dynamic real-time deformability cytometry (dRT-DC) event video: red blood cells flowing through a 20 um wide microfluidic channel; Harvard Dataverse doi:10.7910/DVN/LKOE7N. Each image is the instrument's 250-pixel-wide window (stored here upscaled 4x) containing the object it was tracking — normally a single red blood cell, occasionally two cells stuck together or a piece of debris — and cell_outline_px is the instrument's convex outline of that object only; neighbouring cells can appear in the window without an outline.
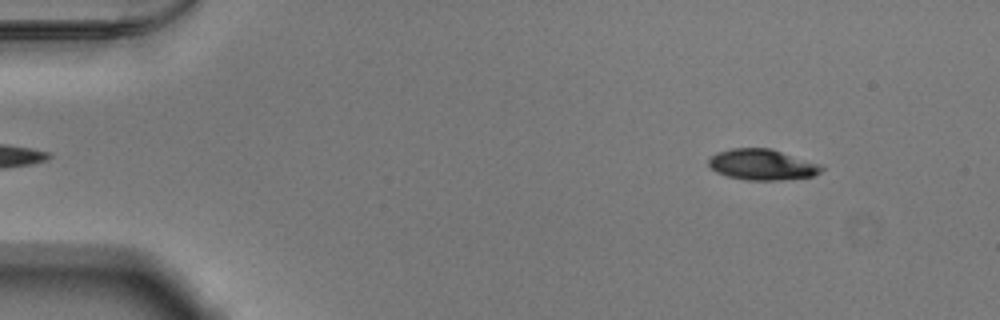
{"species": "Egyptian fruit bat (a non-hibernating species)", "species_latin": "Rousettus aegyptiacus", "temperature_condition": "warm", "stored_images_in_passage": 51, "camera_frame_rate_fps": 3000, "um_per_image_px": 0.085, "animal": {"sex": "male"}, "frame": {"image": 1, "passage_image": 5, "time_ms": 1.333, "image_size_px": [1000, 320], "cell_outline_px": [[824, 168], [820, 172], [812, 176], [780, 180], [748, 180], [728, 176], [716, 172], [708, 164], [708, 160], [716, 152], [732, 148], [772, 148], [820, 164]], "centroid_in_image_um": [64.78, 13.98], "position_along_channel_um": 20.2, "area_um2": 20.23}}
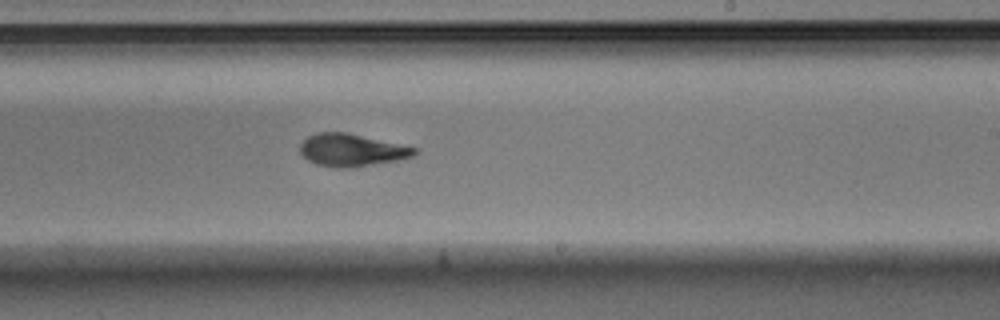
{"frame": {"image": 2, "passage_image": 31, "time_ms": 10.0, "image_size_px": [1000, 320], "cell_outline_px": [[416, 152], [412, 156], [396, 160], [348, 168], [336, 168], [316, 164], [308, 160], [300, 152], [300, 144], [308, 136], [320, 132], [348, 132], [416, 148]], "centroid_in_image_um": [29.84, 12.75], "position_along_channel_um": 259.2, "area_um2": 21.33}}
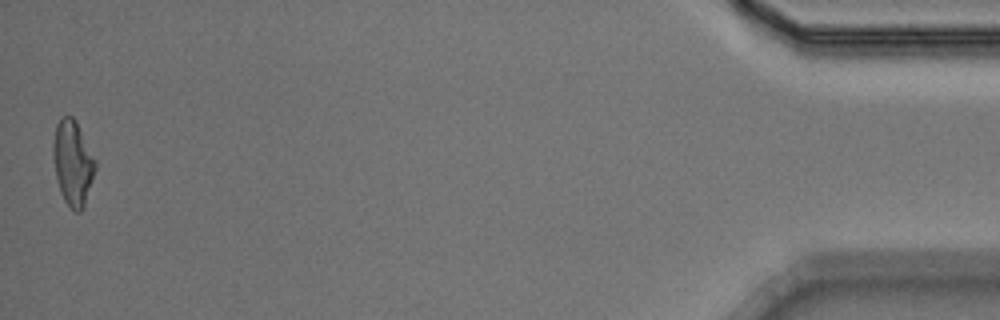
{"frame": {"image": 3, "passage_image": 51, "time_ms": 16.667, "image_size_px": [1000, 320], "cell_outline_px": [[96, 168], [84, 208], [80, 212], [76, 212], [64, 200], [60, 192], [56, 176], [52, 156], [52, 144], [56, 124], [64, 116], [72, 116], [76, 120], [96, 160]], "centroid_in_image_um": [6.19, 13.84], "position_along_channel_um": 429.0, "area_um2": 20.98}, "authors_computed_cell_mechanics": {"area_um2": 21.3282, "velocity_mm_per_s": 3.8714, "shape_relaxation_time_tau1_ms": 3.4628, "shape_relaxation_time_tau2_ms": 2.6911, "deformation_change_tau1": 0.189, "deformation_change_tau2": 0.1045}}